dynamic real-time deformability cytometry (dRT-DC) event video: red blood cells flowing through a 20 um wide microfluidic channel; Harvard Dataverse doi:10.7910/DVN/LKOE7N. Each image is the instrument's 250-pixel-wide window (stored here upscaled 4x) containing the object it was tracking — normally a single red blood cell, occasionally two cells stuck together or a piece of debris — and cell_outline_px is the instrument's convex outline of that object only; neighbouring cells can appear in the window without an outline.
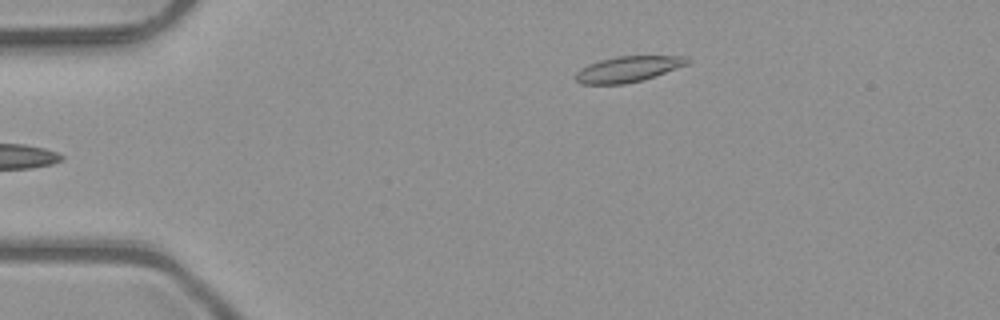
{"species": "common noctule bat (a hibernating species)", "species_latin": "Nyctalus noctula", "temperature_condition": "room temperature", "stored_images_in_passage": 5, "camera_frame_rate_fps": 3000, "um_per_image_px": 0.085, "animal": {"sex": "male", "body_mass_g": 23.1, "forearm_length_mm": 52.7}, "frame": {"image": 1, "passage_image": 5, "time_ms": 1.333, "image_size_px": [1000, 320], "cell_outline_px": [[692, 60], [688, 64], [656, 76], [624, 84], [580, 84], [576, 80], [576, 72], [580, 68], [588, 64], [600, 60], [616, 56], [684, 56]], "centroid_in_image_um": [53.38, 5.87], "position_along_channel_um": 31.6, "area_um2": 16.76}}